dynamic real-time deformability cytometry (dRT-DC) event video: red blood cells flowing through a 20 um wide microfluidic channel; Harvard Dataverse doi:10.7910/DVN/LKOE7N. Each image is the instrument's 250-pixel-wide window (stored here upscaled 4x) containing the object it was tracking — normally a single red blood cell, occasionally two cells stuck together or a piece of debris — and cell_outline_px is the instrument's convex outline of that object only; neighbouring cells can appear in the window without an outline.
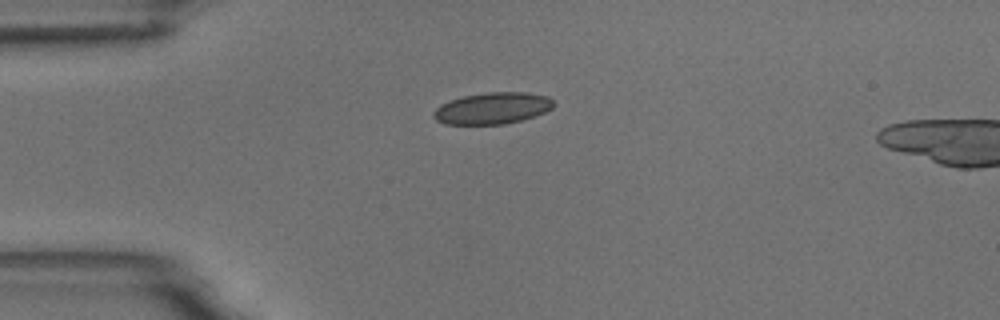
{"species": "common noctule bat (a hibernating species)", "species_latin": "Nyctalus noctula", "temperature_condition": "room temperature", "stored_images_in_passage": 2, "camera_frame_rate_fps": 3000, "um_per_image_px": 0.085, "animal": {"sex": "male", "body_mass_g": 18.8}, "frame": {"image": 1, "passage_image": 1, "time_ms": 0.0, "image_size_px": [1000, 320], "cell_outline_px": [[556, 104], [552, 108], [544, 112], [520, 120], [504, 124], [444, 124], [436, 120], [432, 116], [432, 112], [440, 104], [448, 100], [464, 96], [488, 92], [528, 92], [548, 96]], "centroid_in_image_um": [41.83, 9.19], "position_along_channel_um": 43.2, "area_um2": 22.14}}